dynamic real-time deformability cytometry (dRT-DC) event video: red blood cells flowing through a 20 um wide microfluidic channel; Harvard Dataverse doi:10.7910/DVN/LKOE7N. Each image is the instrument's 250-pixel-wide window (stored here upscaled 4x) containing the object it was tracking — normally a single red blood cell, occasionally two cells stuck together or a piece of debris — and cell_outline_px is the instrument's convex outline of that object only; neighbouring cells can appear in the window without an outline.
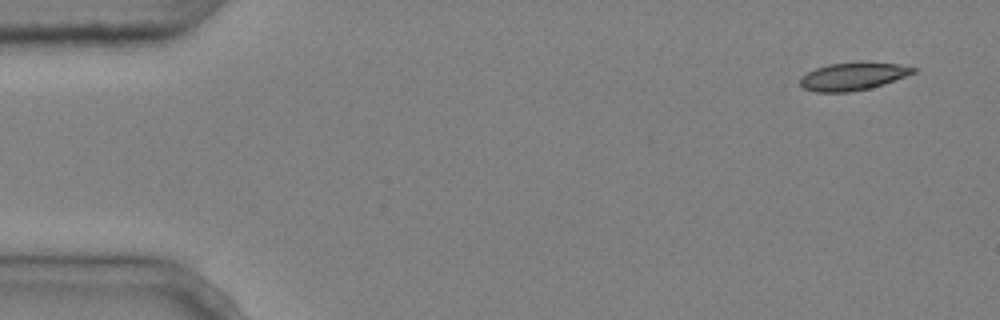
{"species": "common noctule bat (a hibernating species)", "species_latin": "Nyctalus noctula", "temperature_condition": "cold", "stored_images_in_passage": 8, "camera_frame_rate_fps": 3000, "um_per_image_px": 0.085, "animal": {"sex": "male", "body_mass_g": 20.4}, "frame": {"image": 1, "passage_image": 1, "time_ms": 0.0, "image_size_px": [1000, 320], "cell_outline_px": [[916, 72], [884, 84], [868, 88], [848, 92], [816, 92], [804, 88], [800, 84], [800, 76], [816, 68], [828, 64], [860, 60], [864, 60], [900, 64], [916, 68]], "centroid_in_image_um": [72.51, 6.45], "position_along_channel_um": 12.5, "area_um2": 18.67}}
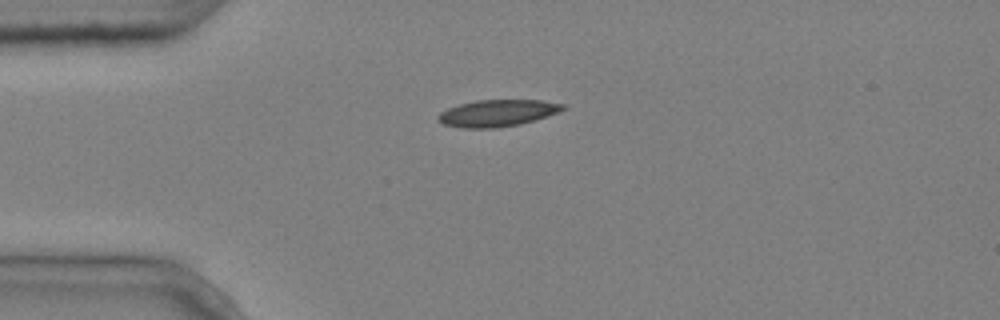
{"frame": {"image": 2, "passage_image": 4, "time_ms": 1.0, "image_size_px": [1000, 320], "cell_outline_px": [[568, 108], [536, 120], [520, 124], [496, 128], [460, 128], [444, 124], [436, 120], [436, 116], [440, 112], [448, 108], [460, 104], [476, 100], [540, 100], [564, 104]], "centroid_in_image_um": [42.26, 9.62], "position_along_channel_um": 42.7, "area_um2": 19.59}}
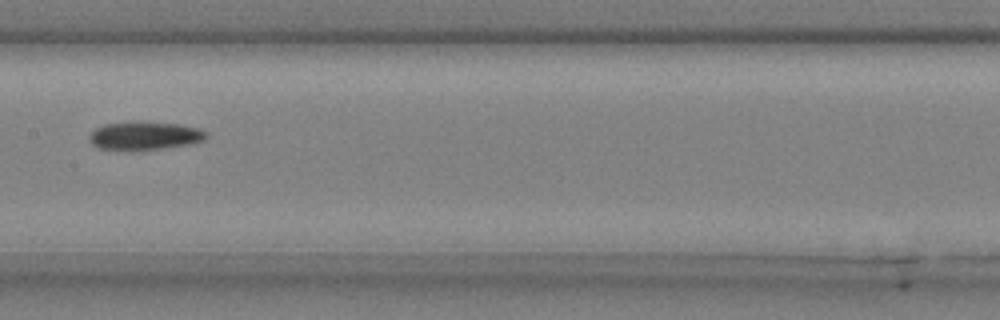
{"frame": {"image": 3, "passage_image": 8, "time_ms": 2.333, "image_size_px": [1000, 320], "cell_outline_px": [[208, 136], [204, 140], [192, 144], [140, 152], [128, 152], [100, 148], [92, 144], [88, 140], [88, 136], [96, 128], [104, 124], [176, 124], [200, 128], [208, 132]], "centroid_in_image_um": [12.32, 11.62], "position_along_channel_um": 195.1, "area_um2": 19.19}}